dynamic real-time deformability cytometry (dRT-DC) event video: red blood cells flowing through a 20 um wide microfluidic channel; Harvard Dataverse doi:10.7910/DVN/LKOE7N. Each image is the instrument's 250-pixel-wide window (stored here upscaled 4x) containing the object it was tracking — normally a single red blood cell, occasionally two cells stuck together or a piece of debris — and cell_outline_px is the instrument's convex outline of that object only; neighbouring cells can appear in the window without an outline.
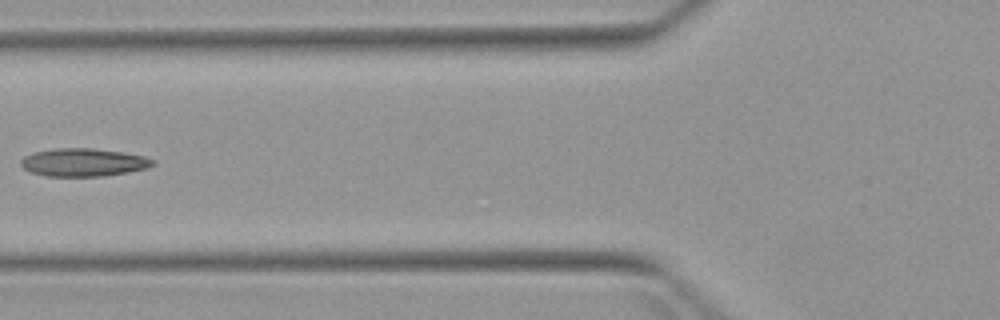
{"species": "Egyptian fruit bat (a non-hibernating species)", "species_latin": "Rousettus aegyptiacus", "temperature_condition": "warm", "stored_images_in_passage": 5, "camera_frame_rate_fps": 3000, "um_per_image_px": 0.085, "animal": {"sex": "female"}, "frame": {"image": 1, "passage_image": 4, "time_ms": 3.667, "image_size_px": [1000, 320], "cell_outline_px": [[156, 164], [148, 168], [128, 172], [104, 176], [48, 176], [32, 172], [24, 168], [20, 164], [20, 160], [24, 156], [32, 152], [52, 148], [92, 148], [124, 152], [144, 156], [156, 160]], "centroid_in_image_um": [7.12, 13.79], "position_along_channel_um": 118.7, "area_um2": 21.73}}
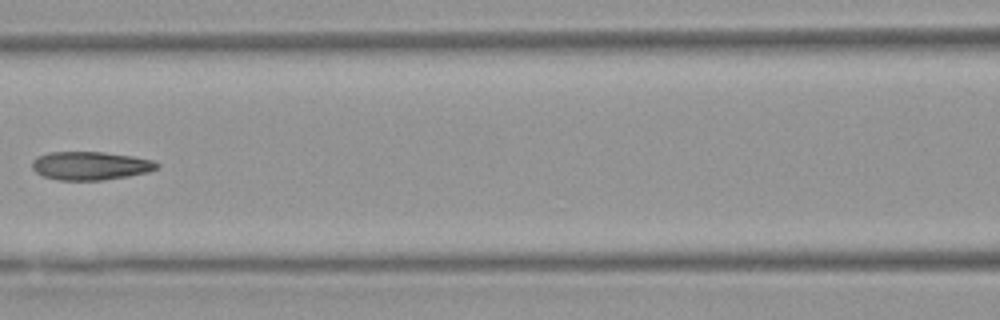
{"frame": {"image": 2, "passage_image": 5, "time_ms": 4.667, "image_size_px": [1000, 320], "cell_outline_px": [[160, 164], [156, 168], [148, 172], [128, 176], [100, 180], [56, 180], [44, 176], [36, 172], [32, 168], [32, 160], [36, 156], [48, 152], [104, 152], [132, 156], [152, 160]], "centroid_in_image_um": [7.65, 14.08], "position_along_channel_um": 159.0, "area_um2": 20.63}}